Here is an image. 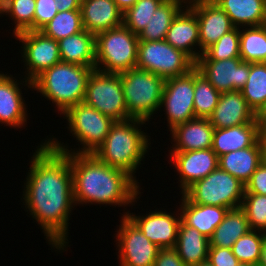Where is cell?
<instances>
[{"instance_id":"6da1fadb","label":"cell","mask_w":266,"mask_h":266,"mask_svg":"<svg viewBox=\"0 0 266 266\" xmlns=\"http://www.w3.org/2000/svg\"><path fill=\"white\" fill-rule=\"evenodd\" d=\"M31 154L20 200L42 229L46 243L62 253L70 247L69 220L76 209L69 153L54 150L46 138Z\"/></svg>"},{"instance_id":"7a4b0ae2","label":"cell","mask_w":266,"mask_h":266,"mask_svg":"<svg viewBox=\"0 0 266 266\" xmlns=\"http://www.w3.org/2000/svg\"><path fill=\"white\" fill-rule=\"evenodd\" d=\"M69 161L76 206L127 208L140 200L142 187L129 174L101 162L94 154L69 153Z\"/></svg>"},{"instance_id":"3957f363","label":"cell","mask_w":266,"mask_h":266,"mask_svg":"<svg viewBox=\"0 0 266 266\" xmlns=\"http://www.w3.org/2000/svg\"><path fill=\"white\" fill-rule=\"evenodd\" d=\"M147 124L149 122L136 118L115 121L103 144L93 154L110 167L126 172L140 185L135 173L149 154L152 143L149 134L142 129Z\"/></svg>"},{"instance_id":"277c9868","label":"cell","mask_w":266,"mask_h":266,"mask_svg":"<svg viewBox=\"0 0 266 266\" xmlns=\"http://www.w3.org/2000/svg\"><path fill=\"white\" fill-rule=\"evenodd\" d=\"M93 70L90 67L60 61L32 81V91L35 90L52 102L57 108L55 112L63 115L70 107L83 102L87 81Z\"/></svg>"},{"instance_id":"5b68a950","label":"cell","mask_w":266,"mask_h":266,"mask_svg":"<svg viewBox=\"0 0 266 266\" xmlns=\"http://www.w3.org/2000/svg\"><path fill=\"white\" fill-rule=\"evenodd\" d=\"M62 116L67 121L66 128L69 134L71 133L79 142L76 144L79 147L73 149L67 142L64 144L55 136H47V143L62 153L93 154L103 144L111 125L115 122L83 102L70 107Z\"/></svg>"},{"instance_id":"8992f818","label":"cell","mask_w":266,"mask_h":266,"mask_svg":"<svg viewBox=\"0 0 266 266\" xmlns=\"http://www.w3.org/2000/svg\"><path fill=\"white\" fill-rule=\"evenodd\" d=\"M119 74L128 117L152 121L161 106L165 79L138 68Z\"/></svg>"},{"instance_id":"52a82bcc","label":"cell","mask_w":266,"mask_h":266,"mask_svg":"<svg viewBox=\"0 0 266 266\" xmlns=\"http://www.w3.org/2000/svg\"><path fill=\"white\" fill-rule=\"evenodd\" d=\"M138 35L124 25L95 36V69L105 73H122L136 68Z\"/></svg>"},{"instance_id":"ba28073f","label":"cell","mask_w":266,"mask_h":266,"mask_svg":"<svg viewBox=\"0 0 266 266\" xmlns=\"http://www.w3.org/2000/svg\"><path fill=\"white\" fill-rule=\"evenodd\" d=\"M245 185L219 166L182 194L192 203L234 209L241 207Z\"/></svg>"},{"instance_id":"9c48e42d","label":"cell","mask_w":266,"mask_h":266,"mask_svg":"<svg viewBox=\"0 0 266 266\" xmlns=\"http://www.w3.org/2000/svg\"><path fill=\"white\" fill-rule=\"evenodd\" d=\"M136 68L166 80L188 74L195 68V62L165 40L139 41Z\"/></svg>"},{"instance_id":"30bf717a","label":"cell","mask_w":266,"mask_h":266,"mask_svg":"<svg viewBox=\"0 0 266 266\" xmlns=\"http://www.w3.org/2000/svg\"><path fill=\"white\" fill-rule=\"evenodd\" d=\"M83 103L114 121L130 119L120 74L105 73L94 69L87 81Z\"/></svg>"},{"instance_id":"8fae6325","label":"cell","mask_w":266,"mask_h":266,"mask_svg":"<svg viewBox=\"0 0 266 266\" xmlns=\"http://www.w3.org/2000/svg\"><path fill=\"white\" fill-rule=\"evenodd\" d=\"M14 37L21 43V62L26 67L22 76L28 81L32 82L42 72L61 61L58 41L45 36L41 31H25Z\"/></svg>"},{"instance_id":"7c38bea8","label":"cell","mask_w":266,"mask_h":266,"mask_svg":"<svg viewBox=\"0 0 266 266\" xmlns=\"http://www.w3.org/2000/svg\"><path fill=\"white\" fill-rule=\"evenodd\" d=\"M120 218V225L113 236L119 266H154L160 248L147 239L127 216Z\"/></svg>"},{"instance_id":"4fadbf2b","label":"cell","mask_w":266,"mask_h":266,"mask_svg":"<svg viewBox=\"0 0 266 266\" xmlns=\"http://www.w3.org/2000/svg\"><path fill=\"white\" fill-rule=\"evenodd\" d=\"M193 101L194 69L186 75L165 80L159 112L164 109L168 131L195 118Z\"/></svg>"},{"instance_id":"5bb4252c","label":"cell","mask_w":266,"mask_h":266,"mask_svg":"<svg viewBox=\"0 0 266 266\" xmlns=\"http://www.w3.org/2000/svg\"><path fill=\"white\" fill-rule=\"evenodd\" d=\"M157 209H150L149 213L143 215L130 213V209L123 210L122 216H127L143 232L144 236L160 249H174L181 222L179 206L178 211L175 210L174 213L162 207L160 210Z\"/></svg>"},{"instance_id":"9a60e30c","label":"cell","mask_w":266,"mask_h":266,"mask_svg":"<svg viewBox=\"0 0 266 266\" xmlns=\"http://www.w3.org/2000/svg\"><path fill=\"white\" fill-rule=\"evenodd\" d=\"M20 78L17 80L9 72L6 74V72L0 71V124H4V127L9 126L14 129L23 127L25 129L29 118L27 104L21 90L23 86H26L24 90L27 87L31 90L32 82L23 76Z\"/></svg>"},{"instance_id":"2e32d148","label":"cell","mask_w":266,"mask_h":266,"mask_svg":"<svg viewBox=\"0 0 266 266\" xmlns=\"http://www.w3.org/2000/svg\"><path fill=\"white\" fill-rule=\"evenodd\" d=\"M195 68L220 93L241 90L250 73V62L241 58L227 60H197Z\"/></svg>"},{"instance_id":"e0dca14e","label":"cell","mask_w":266,"mask_h":266,"mask_svg":"<svg viewBox=\"0 0 266 266\" xmlns=\"http://www.w3.org/2000/svg\"><path fill=\"white\" fill-rule=\"evenodd\" d=\"M168 161L178 175L179 192L182 194L198 180L205 178L218 167V156L210 149L169 152ZM170 156V157H169Z\"/></svg>"},{"instance_id":"ac0fdd59","label":"cell","mask_w":266,"mask_h":266,"mask_svg":"<svg viewBox=\"0 0 266 266\" xmlns=\"http://www.w3.org/2000/svg\"><path fill=\"white\" fill-rule=\"evenodd\" d=\"M199 24L200 55L235 28L228 15L213 0H188Z\"/></svg>"},{"instance_id":"d6986e66","label":"cell","mask_w":266,"mask_h":266,"mask_svg":"<svg viewBox=\"0 0 266 266\" xmlns=\"http://www.w3.org/2000/svg\"><path fill=\"white\" fill-rule=\"evenodd\" d=\"M208 119L215 129H220L258 121V115L248 105L241 90H233L221 93Z\"/></svg>"},{"instance_id":"ffe728a7","label":"cell","mask_w":266,"mask_h":266,"mask_svg":"<svg viewBox=\"0 0 266 266\" xmlns=\"http://www.w3.org/2000/svg\"><path fill=\"white\" fill-rule=\"evenodd\" d=\"M164 40L194 62L200 57L199 24L196 14L187 5L173 19Z\"/></svg>"},{"instance_id":"44dd1931","label":"cell","mask_w":266,"mask_h":266,"mask_svg":"<svg viewBox=\"0 0 266 266\" xmlns=\"http://www.w3.org/2000/svg\"><path fill=\"white\" fill-rule=\"evenodd\" d=\"M215 128L208 118L195 117L170 130L171 144L169 152L210 149ZM172 148V149H171Z\"/></svg>"},{"instance_id":"7402d4cb","label":"cell","mask_w":266,"mask_h":266,"mask_svg":"<svg viewBox=\"0 0 266 266\" xmlns=\"http://www.w3.org/2000/svg\"><path fill=\"white\" fill-rule=\"evenodd\" d=\"M82 25L94 34L123 25V12L113 0H81Z\"/></svg>"},{"instance_id":"603a6c76","label":"cell","mask_w":266,"mask_h":266,"mask_svg":"<svg viewBox=\"0 0 266 266\" xmlns=\"http://www.w3.org/2000/svg\"><path fill=\"white\" fill-rule=\"evenodd\" d=\"M179 199L181 220L190 227L196 228L208 239L214 233L215 228L224 220L228 208L200 205L190 202L183 194Z\"/></svg>"},{"instance_id":"cb8c5ba5","label":"cell","mask_w":266,"mask_h":266,"mask_svg":"<svg viewBox=\"0 0 266 266\" xmlns=\"http://www.w3.org/2000/svg\"><path fill=\"white\" fill-rule=\"evenodd\" d=\"M259 122L253 121L229 128L215 129L212 150L218 158L224 154L252 146L258 140Z\"/></svg>"},{"instance_id":"d4e9b609","label":"cell","mask_w":266,"mask_h":266,"mask_svg":"<svg viewBox=\"0 0 266 266\" xmlns=\"http://www.w3.org/2000/svg\"><path fill=\"white\" fill-rule=\"evenodd\" d=\"M262 162L258 140L250 147L229 152L218 158V166L246 185Z\"/></svg>"},{"instance_id":"484cf974","label":"cell","mask_w":266,"mask_h":266,"mask_svg":"<svg viewBox=\"0 0 266 266\" xmlns=\"http://www.w3.org/2000/svg\"><path fill=\"white\" fill-rule=\"evenodd\" d=\"M235 27L266 24V0H213Z\"/></svg>"},{"instance_id":"4316f807","label":"cell","mask_w":266,"mask_h":266,"mask_svg":"<svg viewBox=\"0 0 266 266\" xmlns=\"http://www.w3.org/2000/svg\"><path fill=\"white\" fill-rule=\"evenodd\" d=\"M61 61L95 69V35L83 30L58 41Z\"/></svg>"},{"instance_id":"83f0119b","label":"cell","mask_w":266,"mask_h":266,"mask_svg":"<svg viewBox=\"0 0 266 266\" xmlns=\"http://www.w3.org/2000/svg\"><path fill=\"white\" fill-rule=\"evenodd\" d=\"M174 250L186 266H195L207 261L209 239L181 220Z\"/></svg>"},{"instance_id":"f1b7e54d","label":"cell","mask_w":266,"mask_h":266,"mask_svg":"<svg viewBox=\"0 0 266 266\" xmlns=\"http://www.w3.org/2000/svg\"><path fill=\"white\" fill-rule=\"evenodd\" d=\"M250 230L245 211L241 207L229 209L224 220L209 238V247L232 248L233 244Z\"/></svg>"},{"instance_id":"f546056e","label":"cell","mask_w":266,"mask_h":266,"mask_svg":"<svg viewBox=\"0 0 266 266\" xmlns=\"http://www.w3.org/2000/svg\"><path fill=\"white\" fill-rule=\"evenodd\" d=\"M187 5V0H164L156 9L149 24L138 34L139 41L164 40L173 19Z\"/></svg>"},{"instance_id":"4dcf8cb0","label":"cell","mask_w":266,"mask_h":266,"mask_svg":"<svg viewBox=\"0 0 266 266\" xmlns=\"http://www.w3.org/2000/svg\"><path fill=\"white\" fill-rule=\"evenodd\" d=\"M239 48L244 62L266 63V24L241 27Z\"/></svg>"},{"instance_id":"1f68e13d","label":"cell","mask_w":266,"mask_h":266,"mask_svg":"<svg viewBox=\"0 0 266 266\" xmlns=\"http://www.w3.org/2000/svg\"><path fill=\"white\" fill-rule=\"evenodd\" d=\"M241 92L248 105L258 115L266 106V63H250V73Z\"/></svg>"},{"instance_id":"d6a6232c","label":"cell","mask_w":266,"mask_h":266,"mask_svg":"<svg viewBox=\"0 0 266 266\" xmlns=\"http://www.w3.org/2000/svg\"><path fill=\"white\" fill-rule=\"evenodd\" d=\"M221 93L194 68V114L195 117L209 118L218 104Z\"/></svg>"},{"instance_id":"836d02e7","label":"cell","mask_w":266,"mask_h":266,"mask_svg":"<svg viewBox=\"0 0 266 266\" xmlns=\"http://www.w3.org/2000/svg\"><path fill=\"white\" fill-rule=\"evenodd\" d=\"M80 10L58 11L53 19L40 31L47 37L59 41L83 31Z\"/></svg>"},{"instance_id":"e575fe53","label":"cell","mask_w":266,"mask_h":266,"mask_svg":"<svg viewBox=\"0 0 266 266\" xmlns=\"http://www.w3.org/2000/svg\"><path fill=\"white\" fill-rule=\"evenodd\" d=\"M36 0H5L3 16L12 21L13 37L25 31H34V13Z\"/></svg>"},{"instance_id":"d590c367","label":"cell","mask_w":266,"mask_h":266,"mask_svg":"<svg viewBox=\"0 0 266 266\" xmlns=\"http://www.w3.org/2000/svg\"><path fill=\"white\" fill-rule=\"evenodd\" d=\"M240 28L235 27L207 48L197 60H227L240 58Z\"/></svg>"},{"instance_id":"8d00e7d4","label":"cell","mask_w":266,"mask_h":266,"mask_svg":"<svg viewBox=\"0 0 266 266\" xmlns=\"http://www.w3.org/2000/svg\"><path fill=\"white\" fill-rule=\"evenodd\" d=\"M164 0H137L123 13V25L138 35Z\"/></svg>"},{"instance_id":"74e56055","label":"cell","mask_w":266,"mask_h":266,"mask_svg":"<svg viewBox=\"0 0 266 266\" xmlns=\"http://www.w3.org/2000/svg\"><path fill=\"white\" fill-rule=\"evenodd\" d=\"M265 235L264 232L250 230L233 244L232 252L239 262L250 263L257 266L260 260Z\"/></svg>"},{"instance_id":"f35d334b","label":"cell","mask_w":266,"mask_h":266,"mask_svg":"<svg viewBox=\"0 0 266 266\" xmlns=\"http://www.w3.org/2000/svg\"><path fill=\"white\" fill-rule=\"evenodd\" d=\"M241 208L251 230L266 232V195L244 193Z\"/></svg>"},{"instance_id":"ab89813d","label":"cell","mask_w":266,"mask_h":266,"mask_svg":"<svg viewBox=\"0 0 266 266\" xmlns=\"http://www.w3.org/2000/svg\"><path fill=\"white\" fill-rule=\"evenodd\" d=\"M58 13L55 0H36L34 31H40Z\"/></svg>"},{"instance_id":"60d3db41","label":"cell","mask_w":266,"mask_h":266,"mask_svg":"<svg viewBox=\"0 0 266 266\" xmlns=\"http://www.w3.org/2000/svg\"><path fill=\"white\" fill-rule=\"evenodd\" d=\"M207 260L213 266H237L240 263L232 248L209 247Z\"/></svg>"},{"instance_id":"b9f144b4","label":"cell","mask_w":266,"mask_h":266,"mask_svg":"<svg viewBox=\"0 0 266 266\" xmlns=\"http://www.w3.org/2000/svg\"><path fill=\"white\" fill-rule=\"evenodd\" d=\"M245 193L266 195V163L261 162L245 185Z\"/></svg>"},{"instance_id":"7bdbcfd3","label":"cell","mask_w":266,"mask_h":266,"mask_svg":"<svg viewBox=\"0 0 266 266\" xmlns=\"http://www.w3.org/2000/svg\"><path fill=\"white\" fill-rule=\"evenodd\" d=\"M154 266H186L174 249H160Z\"/></svg>"},{"instance_id":"ee69618b","label":"cell","mask_w":266,"mask_h":266,"mask_svg":"<svg viewBox=\"0 0 266 266\" xmlns=\"http://www.w3.org/2000/svg\"><path fill=\"white\" fill-rule=\"evenodd\" d=\"M258 142L261 149V159L266 163V124L259 123Z\"/></svg>"},{"instance_id":"f6af8a7d","label":"cell","mask_w":266,"mask_h":266,"mask_svg":"<svg viewBox=\"0 0 266 266\" xmlns=\"http://www.w3.org/2000/svg\"><path fill=\"white\" fill-rule=\"evenodd\" d=\"M58 11L80 10L81 0H55Z\"/></svg>"},{"instance_id":"bcb514c9","label":"cell","mask_w":266,"mask_h":266,"mask_svg":"<svg viewBox=\"0 0 266 266\" xmlns=\"http://www.w3.org/2000/svg\"><path fill=\"white\" fill-rule=\"evenodd\" d=\"M117 7L124 13L128 8L132 7L137 0H113Z\"/></svg>"},{"instance_id":"7dc6e473","label":"cell","mask_w":266,"mask_h":266,"mask_svg":"<svg viewBox=\"0 0 266 266\" xmlns=\"http://www.w3.org/2000/svg\"><path fill=\"white\" fill-rule=\"evenodd\" d=\"M257 266H266V235L264 236L261 256H260V260Z\"/></svg>"},{"instance_id":"c3c4849f","label":"cell","mask_w":266,"mask_h":266,"mask_svg":"<svg viewBox=\"0 0 266 266\" xmlns=\"http://www.w3.org/2000/svg\"><path fill=\"white\" fill-rule=\"evenodd\" d=\"M258 122L262 124H266V106L258 114Z\"/></svg>"},{"instance_id":"681fc988","label":"cell","mask_w":266,"mask_h":266,"mask_svg":"<svg viewBox=\"0 0 266 266\" xmlns=\"http://www.w3.org/2000/svg\"><path fill=\"white\" fill-rule=\"evenodd\" d=\"M4 8H5V0H0V17H3Z\"/></svg>"},{"instance_id":"f907efd6","label":"cell","mask_w":266,"mask_h":266,"mask_svg":"<svg viewBox=\"0 0 266 266\" xmlns=\"http://www.w3.org/2000/svg\"><path fill=\"white\" fill-rule=\"evenodd\" d=\"M195 266H213V265L207 260V261L201 262Z\"/></svg>"},{"instance_id":"816d5d0a","label":"cell","mask_w":266,"mask_h":266,"mask_svg":"<svg viewBox=\"0 0 266 266\" xmlns=\"http://www.w3.org/2000/svg\"><path fill=\"white\" fill-rule=\"evenodd\" d=\"M237 266H255V265L250 264V263H243V262H240Z\"/></svg>"}]
</instances>
